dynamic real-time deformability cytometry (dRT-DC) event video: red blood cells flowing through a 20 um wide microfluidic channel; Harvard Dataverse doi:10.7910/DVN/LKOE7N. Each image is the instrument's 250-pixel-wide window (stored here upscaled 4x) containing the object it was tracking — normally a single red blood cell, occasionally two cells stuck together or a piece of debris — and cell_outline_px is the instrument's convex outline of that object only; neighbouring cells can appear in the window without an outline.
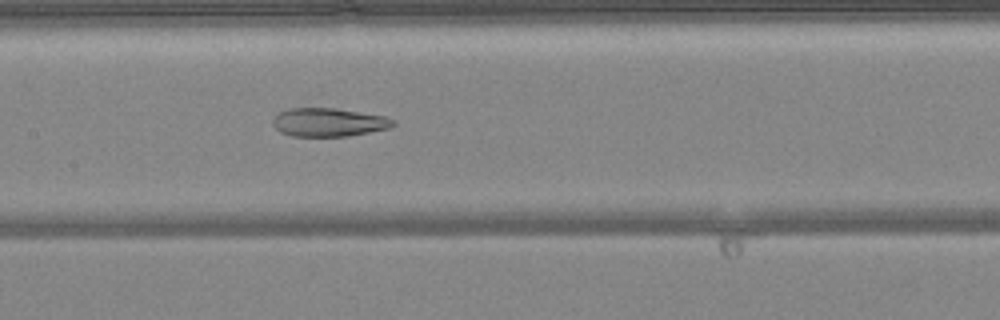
{"species": "common noctule bat (a hibernating species)", "species_latin": "Nyctalus noctula", "temperature_condition": "warm", "stored_images_in_passage": 45, "camera_frame_rate_fps": 3000, "um_per_image_px": 0.085, "animal": {"sex": "female", "body_mass_g": 24.6, "forearm_length_mm": 56.2}, "frame": {"image": 1, "passage_image": 20, "time_ms": 6.333, "image_size_px": [1000, 320], "cell_outline_px": [[396, 124], [392, 128], [348, 136], [292, 136], [280, 132], [272, 124], [272, 120], [280, 112], [288, 108], [332, 108], [384, 116], [392, 120]], "centroid_in_image_um": [27.93, 10.4], "position_along_channel_um": 179.5, "area_um2": 19.83}}
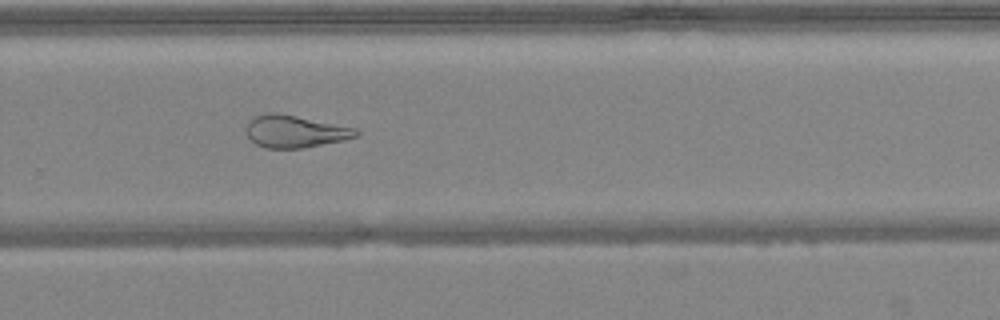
{"frame": {"image": 2, "passage_image": 29, "time_ms": 9.333, "image_size_px": [1000, 320], "cell_outline_px": [[360, 132], [356, 136], [344, 140], [304, 148], [264, 148], [256, 144], [248, 136], [244, 128], [248, 120], [256, 116], [268, 112], [276, 112], [356, 128]], "centroid_in_image_um": [25.03, 11.17], "position_along_channel_um": 304.8, "area_um2": 20.69}}
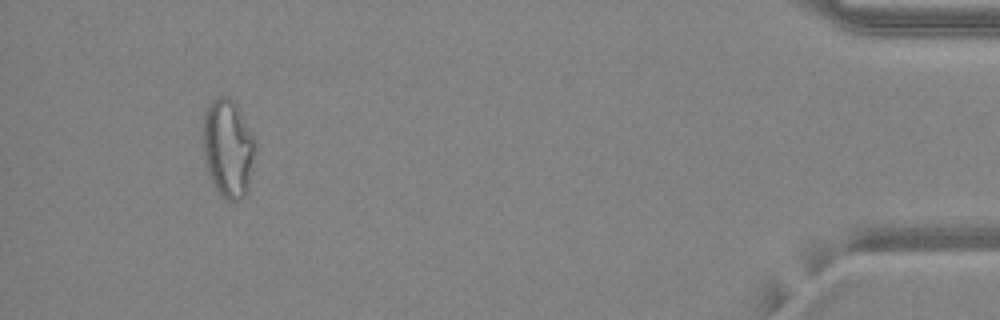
{"frame": {"image": 3, "passage_image": 42, "time_ms": 13.667, "image_size_px": [1000, 320], "cell_outline_px": [[256, 144], [248, 192], [240, 200], [228, 200], [216, 188], [212, 180], [208, 168], [204, 152], [204, 112], [208, 104], [216, 96], [228, 96], [236, 104], [256, 140]], "centroid_in_image_um": [19.41, 12.56], "position_along_channel_um": 415.8, "area_um2": 29.54}, "authors_computed_cell_mechanics": {"area_um2": 25.721, "velocity_mm_per_s": 4.2057, "shape_relaxation_time_tau1_ms": null, "shape_relaxation_time_tau2_ms": 2.3814, "deformation_change_tau1": null, "deformation_change_tau2": 0.1147}}